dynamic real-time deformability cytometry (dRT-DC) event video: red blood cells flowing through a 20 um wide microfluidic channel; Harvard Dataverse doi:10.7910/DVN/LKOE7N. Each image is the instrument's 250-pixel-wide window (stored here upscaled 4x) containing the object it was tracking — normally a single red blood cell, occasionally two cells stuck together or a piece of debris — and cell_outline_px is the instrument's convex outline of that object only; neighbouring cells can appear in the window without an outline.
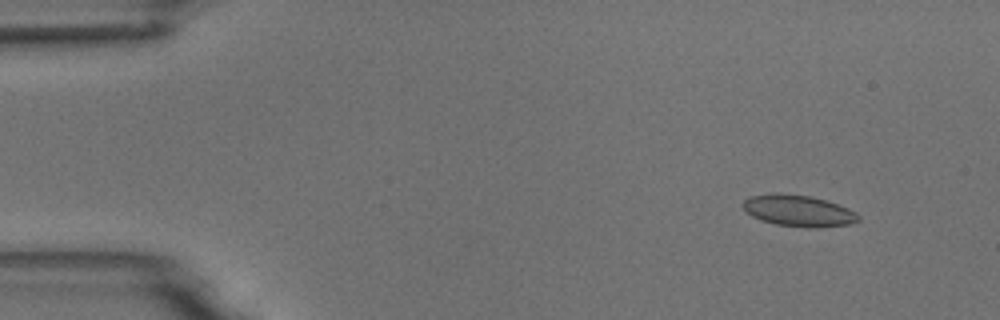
{"species": "common noctule bat (a hibernating species)", "species_latin": "Nyctalus noctula", "temperature_condition": "room temperature", "stored_images_in_passage": 4, "camera_frame_rate_fps": 3000, "um_per_image_px": 0.085, "animal": {"sex": "male", "body_mass_g": 18.8}, "frame": {"image": 1, "passage_image": 1, "time_ms": 0.0, "image_size_px": [1000, 320], "cell_outline_px": [[860, 220], [852, 224], [812, 228], [808, 228], [776, 224], [760, 220], [744, 212], [740, 204], [744, 200], [752, 196], [772, 192], [776, 192], [812, 196], [848, 208], [856, 212], [860, 216]], "centroid_in_image_um": [67.83, 17.91], "position_along_channel_um": 17.2, "area_um2": 21.44}}
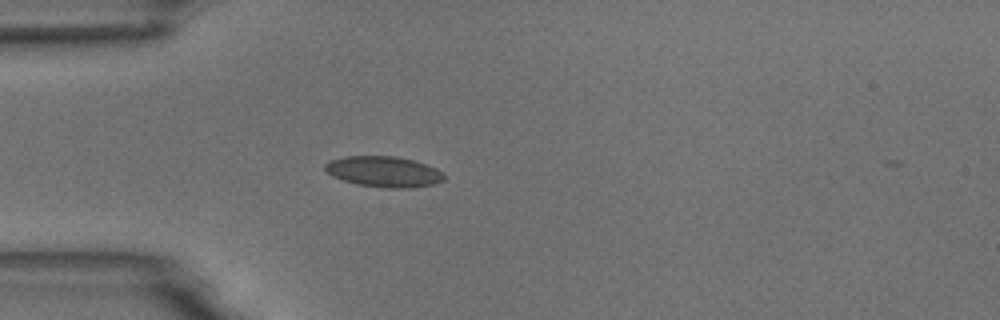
{"frame": {"image": 2, "passage_image": 4, "time_ms": 3.333, "image_size_px": [1000, 320], "cell_outline_px": [[444, 180], [436, 184], [408, 188], [384, 188], [356, 184], [332, 176], [324, 168], [324, 164], [328, 160], [344, 156], [396, 156], [412, 160], [436, 168], [444, 172]], "centroid_in_image_um": [32.62, 14.59], "position_along_channel_um": 52.4, "area_um2": 21.44}}